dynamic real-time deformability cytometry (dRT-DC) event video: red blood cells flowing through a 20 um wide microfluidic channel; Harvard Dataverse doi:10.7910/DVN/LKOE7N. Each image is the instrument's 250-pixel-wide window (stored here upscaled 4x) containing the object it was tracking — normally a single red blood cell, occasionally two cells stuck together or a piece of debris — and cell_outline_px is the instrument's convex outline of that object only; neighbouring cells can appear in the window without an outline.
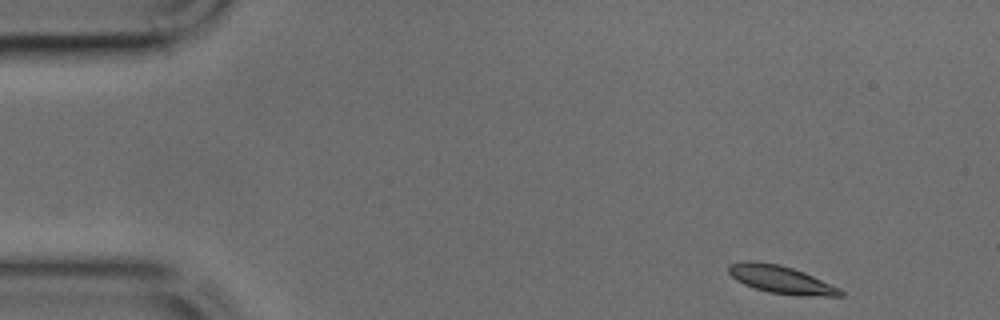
{"species": "common noctule bat (a hibernating species)", "species_latin": "Nyctalus noctula", "temperature_condition": "cold", "stored_images_in_passage": 5, "camera_frame_rate_fps": 3000, "um_per_image_px": 0.085, "animal": {"sex": "male", "body_mass_g": 17.9, "forearm_length_mm": 54.2}, "frame": {"image": 1, "passage_image": 1, "time_ms": 0.0, "image_size_px": [1000, 320], "cell_outline_px": [[844, 296], [796, 296], [768, 292], [744, 284], [736, 280], [728, 272], [728, 264], [744, 260], [756, 260], [780, 264], [804, 272], [840, 288], [844, 292]], "centroid_in_image_um": [66.37, 23.75], "position_along_channel_um": 18.6, "area_um2": 18.38}}